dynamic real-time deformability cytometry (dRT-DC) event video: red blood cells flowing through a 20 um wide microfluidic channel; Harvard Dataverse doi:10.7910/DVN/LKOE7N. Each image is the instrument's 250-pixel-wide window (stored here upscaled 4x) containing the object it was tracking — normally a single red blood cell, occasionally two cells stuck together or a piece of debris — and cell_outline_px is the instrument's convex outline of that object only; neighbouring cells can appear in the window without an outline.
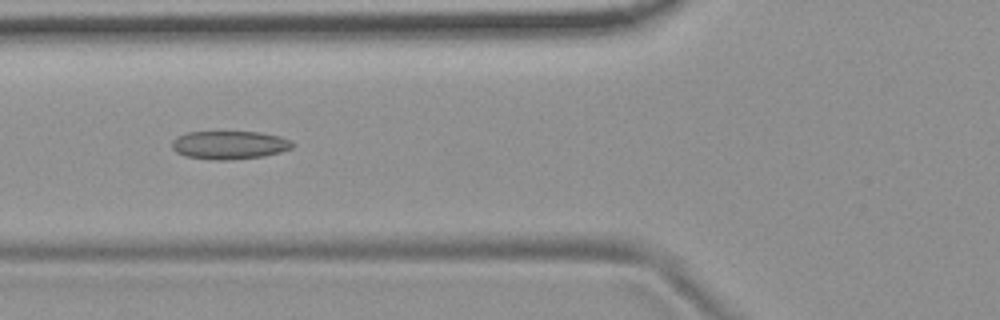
{"species": "common noctule bat (a hibernating species)", "species_latin": "Nyctalus noctula", "temperature_condition": "room temperature", "stored_images_in_passage": 10, "camera_frame_rate_fps": 3000, "um_per_image_px": 0.085, "animal": {"sex": "female", "body_mass_g": 19.9}, "frame": {"image": 1, "passage_image": 6, "time_ms": 1.667, "image_size_px": [1000, 320], "cell_outline_px": [[296, 144], [292, 148], [280, 152], [264, 156], [228, 160], [216, 160], [184, 156], [176, 152], [172, 148], [172, 140], [176, 136], [188, 132], [260, 132], [280, 136], [292, 140]], "centroid_in_image_um": [19.52, 12.32], "position_along_channel_um": 106.3, "area_um2": 20.06}}
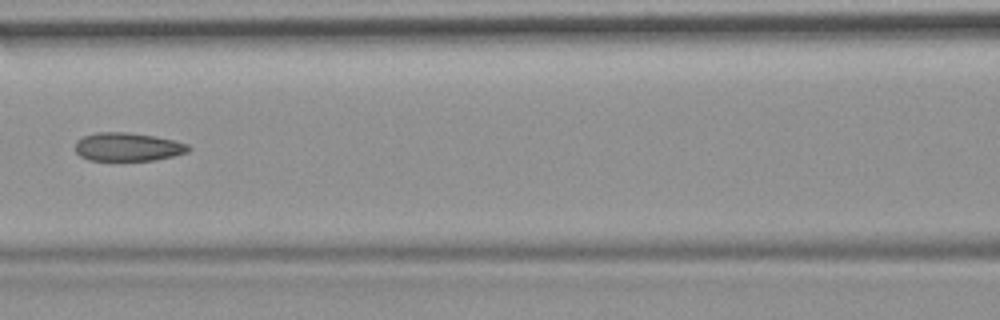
{"frame": {"image": 2, "passage_image": 7, "time_ms": 2.0, "image_size_px": [1000, 320], "cell_outline_px": [[192, 148], [188, 152], [172, 156], [152, 160], [88, 160], [80, 156], [76, 152], [76, 140], [84, 136], [96, 132], [124, 132], [152, 136], [172, 140], [188, 144]], "centroid_in_image_um": [10.84, 12.49], "position_along_channel_um": 155.8, "area_um2": 18.55}}